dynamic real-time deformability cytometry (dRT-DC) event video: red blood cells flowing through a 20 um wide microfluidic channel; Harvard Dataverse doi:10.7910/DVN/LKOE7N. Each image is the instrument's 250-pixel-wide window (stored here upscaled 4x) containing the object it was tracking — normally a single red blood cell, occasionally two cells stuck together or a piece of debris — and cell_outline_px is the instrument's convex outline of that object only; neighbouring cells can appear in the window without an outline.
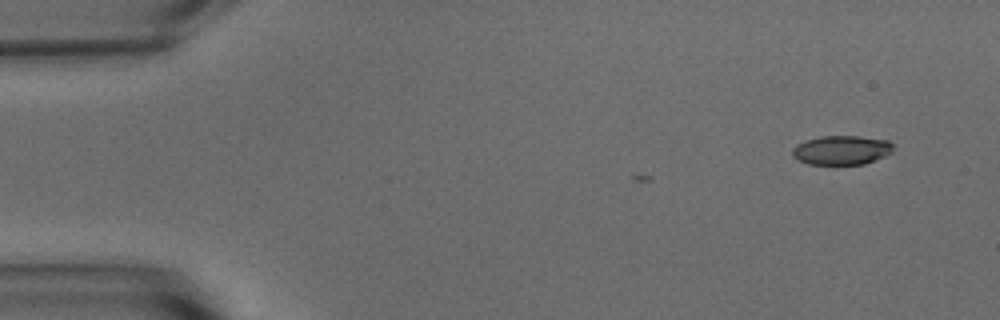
{"species": "common noctule bat (a hibernating species)", "species_latin": "Nyctalus noctula", "temperature_condition": "warm", "stored_images_in_passage": 3, "camera_frame_rate_fps": 3000, "um_per_image_px": 0.085, "animal": {"sex": "male", "body_mass_g": 15.6}, "frame": {"image": 1, "passage_image": 1, "time_ms": 0.0, "image_size_px": [1000, 320], "cell_outline_px": [[892, 152], [884, 156], [864, 164], [808, 164], [792, 156], [792, 148], [796, 144], [804, 140], [820, 136], [860, 136], [888, 140], [892, 144]], "centroid_in_image_um": [71.5, 12.75], "position_along_channel_um": 13.5, "area_um2": 17.17}}